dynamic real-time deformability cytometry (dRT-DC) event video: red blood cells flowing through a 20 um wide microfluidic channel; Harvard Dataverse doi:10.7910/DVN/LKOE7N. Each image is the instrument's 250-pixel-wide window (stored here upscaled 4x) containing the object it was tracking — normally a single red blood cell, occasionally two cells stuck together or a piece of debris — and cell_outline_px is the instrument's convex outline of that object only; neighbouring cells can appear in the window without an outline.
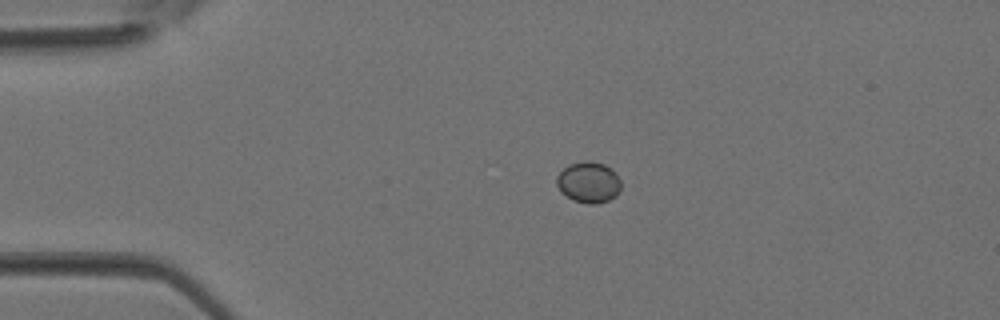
{"species": "Egyptian fruit bat (a non-hibernating species)", "species_latin": "Rousettus aegyptiacus", "temperature_condition": "room temperature", "stored_images_in_passage": 3, "camera_frame_rate_fps": 3000, "um_per_image_px": 0.085, "animal": {"sex": "female"}, "frame": {"image": 1, "passage_image": 2, "time_ms": 0.333, "image_size_px": [1000, 320], "cell_outline_px": [[620, 192], [616, 196], [608, 200], [596, 204], [588, 204], [572, 200], [556, 184], [556, 176], [568, 164], [584, 160], [588, 160], [604, 164], [612, 168], [616, 172], [620, 180]], "centroid_in_image_um": [50.06, 15.47], "position_along_channel_um": 34.9, "area_um2": 15.49}}